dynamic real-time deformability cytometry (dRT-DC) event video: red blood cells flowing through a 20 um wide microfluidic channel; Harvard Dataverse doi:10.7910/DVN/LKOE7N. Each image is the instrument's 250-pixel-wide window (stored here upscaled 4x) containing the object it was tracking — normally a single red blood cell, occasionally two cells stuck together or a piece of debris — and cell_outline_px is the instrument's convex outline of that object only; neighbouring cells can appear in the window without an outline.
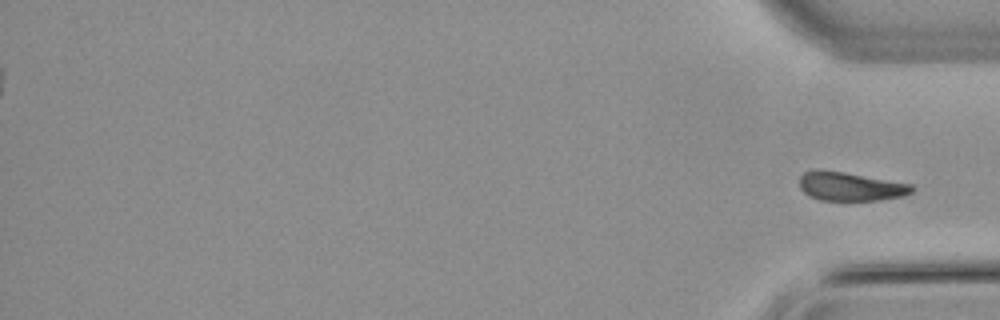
{"species": "common noctule bat (a hibernating species)", "species_latin": "Nyctalus noctula", "temperature_condition": "warm", "stored_images_in_passage": 44, "camera_frame_rate_fps": 3000, "um_per_image_px": 0.085, "animal": {"sex": "male", "body_mass_g": 21.5, "forearm_length_mm": 52.0}, "frame": {"image": 1, "passage_image": 44, "time_ms": 14.333, "image_size_px": [1000, 320], "cell_outline_px": [[916, 188], [912, 192], [904, 196], [880, 200], [820, 200], [808, 196], [800, 188], [800, 176], [804, 172], [844, 172], [912, 184]], "centroid_in_image_um": [72.35, 15.88], "position_along_channel_um": 362.8, "area_um2": 18.44}}